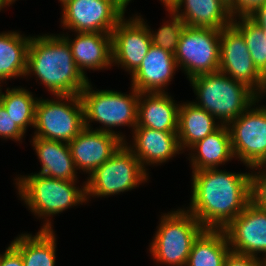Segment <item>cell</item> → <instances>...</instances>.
Returning a JSON list of instances; mask_svg holds the SVG:
<instances>
[{
    "label": "cell",
    "instance_id": "f35d334b",
    "mask_svg": "<svg viewBox=\"0 0 266 266\" xmlns=\"http://www.w3.org/2000/svg\"><path fill=\"white\" fill-rule=\"evenodd\" d=\"M69 1H71V0H59V2H61L62 6L65 5Z\"/></svg>",
    "mask_w": 266,
    "mask_h": 266
},
{
    "label": "cell",
    "instance_id": "8fae6325",
    "mask_svg": "<svg viewBox=\"0 0 266 266\" xmlns=\"http://www.w3.org/2000/svg\"><path fill=\"white\" fill-rule=\"evenodd\" d=\"M219 71L244 83L259 97L265 96L266 78L257 70L242 33L233 24L221 29Z\"/></svg>",
    "mask_w": 266,
    "mask_h": 266
},
{
    "label": "cell",
    "instance_id": "d6986e66",
    "mask_svg": "<svg viewBox=\"0 0 266 266\" xmlns=\"http://www.w3.org/2000/svg\"><path fill=\"white\" fill-rule=\"evenodd\" d=\"M179 106L168 92L140 93L136 127L177 132Z\"/></svg>",
    "mask_w": 266,
    "mask_h": 266
},
{
    "label": "cell",
    "instance_id": "7402d4cb",
    "mask_svg": "<svg viewBox=\"0 0 266 266\" xmlns=\"http://www.w3.org/2000/svg\"><path fill=\"white\" fill-rule=\"evenodd\" d=\"M189 150H191L189 158H191L192 171L218 168V166L224 165L225 162L231 161L234 156L228 126L221 125L216 131L198 141Z\"/></svg>",
    "mask_w": 266,
    "mask_h": 266
},
{
    "label": "cell",
    "instance_id": "e0dca14e",
    "mask_svg": "<svg viewBox=\"0 0 266 266\" xmlns=\"http://www.w3.org/2000/svg\"><path fill=\"white\" fill-rule=\"evenodd\" d=\"M132 131L133 145H128L127 141L125 143L146 171L148 169L145 166L168 162L182 151L177 132L159 131L148 127H135Z\"/></svg>",
    "mask_w": 266,
    "mask_h": 266
},
{
    "label": "cell",
    "instance_id": "44dd1931",
    "mask_svg": "<svg viewBox=\"0 0 266 266\" xmlns=\"http://www.w3.org/2000/svg\"><path fill=\"white\" fill-rule=\"evenodd\" d=\"M32 147L40 161L39 174L62 180L77 181V169L68 143L32 137Z\"/></svg>",
    "mask_w": 266,
    "mask_h": 266
},
{
    "label": "cell",
    "instance_id": "60d3db41",
    "mask_svg": "<svg viewBox=\"0 0 266 266\" xmlns=\"http://www.w3.org/2000/svg\"><path fill=\"white\" fill-rule=\"evenodd\" d=\"M263 262H264V266H266V258L263 260Z\"/></svg>",
    "mask_w": 266,
    "mask_h": 266
},
{
    "label": "cell",
    "instance_id": "ac0fdd59",
    "mask_svg": "<svg viewBox=\"0 0 266 266\" xmlns=\"http://www.w3.org/2000/svg\"><path fill=\"white\" fill-rule=\"evenodd\" d=\"M76 38L62 35L71 47L77 68L84 76L85 70H102L112 66L111 34L76 32Z\"/></svg>",
    "mask_w": 266,
    "mask_h": 266
},
{
    "label": "cell",
    "instance_id": "30bf717a",
    "mask_svg": "<svg viewBox=\"0 0 266 266\" xmlns=\"http://www.w3.org/2000/svg\"><path fill=\"white\" fill-rule=\"evenodd\" d=\"M260 99L228 125L233 156L248 168L266 164V105L255 108Z\"/></svg>",
    "mask_w": 266,
    "mask_h": 266
},
{
    "label": "cell",
    "instance_id": "83f0119b",
    "mask_svg": "<svg viewBox=\"0 0 266 266\" xmlns=\"http://www.w3.org/2000/svg\"><path fill=\"white\" fill-rule=\"evenodd\" d=\"M232 24L242 33L257 70L266 78V32L249 17L235 18Z\"/></svg>",
    "mask_w": 266,
    "mask_h": 266
},
{
    "label": "cell",
    "instance_id": "5bb4252c",
    "mask_svg": "<svg viewBox=\"0 0 266 266\" xmlns=\"http://www.w3.org/2000/svg\"><path fill=\"white\" fill-rule=\"evenodd\" d=\"M223 230L232 251L266 258V208L251 201Z\"/></svg>",
    "mask_w": 266,
    "mask_h": 266
},
{
    "label": "cell",
    "instance_id": "d4e9b609",
    "mask_svg": "<svg viewBox=\"0 0 266 266\" xmlns=\"http://www.w3.org/2000/svg\"><path fill=\"white\" fill-rule=\"evenodd\" d=\"M30 40L17 31L0 33V86L6 79L25 76Z\"/></svg>",
    "mask_w": 266,
    "mask_h": 266
},
{
    "label": "cell",
    "instance_id": "1f68e13d",
    "mask_svg": "<svg viewBox=\"0 0 266 266\" xmlns=\"http://www.w3.org/2000/svg\"><path fill=\"white\" fill-rule=\"evenodd\" d=\"M266 0H228V8L233 19L249 17Z\"/></svg>",
    "mask_w": 266,
    "mask_h": 266
},
{
    "label": "cell",
    "instance_id": "603a6c76",
    "mask_svg": "<svg viewBox=\"0 0 266 266\" xmlns=\"http://www.w3.org/2000/svg\"><path fill=\"white\" fill-rule=\"evenodd\" d=\"M205 109L193 102L180 103L178 110V142L181 150H189L198 141L216 131L221 124Z\"/></svg>",
    "mask_w": 266,
    "mask_h": 266
},
{
    "label": "cell",
    "instance_id": "2e32d148",
    "mask_svg": "<svg viewBox=\"0 0 266 266\" xmlns=\"http://www.w3.org/2000/svg\"><path fill=\"white\" fill-rule=\"evenodd\" d=\"M177 68L173 53L151 45L141 65L131 75V85L139 93L165 92Z\"/></svg>",
    "mask_w": 266,
    "mask_h": 266
},
{
    "label": "cell",
    "instance_id": "ffe728a7",
    "mask_svg": "<svg viewBox=\"0 0 266 266\" xmlns=\"http://www.w3.org/2000/svg\"><path fill=\"white\" fill-rule=\"evenodd\" d=\"M170 10L189 27L222 29L233 22L227 0H177Z\"/></svg>",
    "mask_w": 266,
    "mask_h": 266
},
{
    "label": "cell",
    "instance_id": "52a82bcc",
    "mask_svg": "<svg viewBox=\"0 0 266 266\" xmlns=\"http://www.w3.org/2000/svg\"><path fill=\"white\" fill-rule=\"evenodd\" d=\"M147 171L132 150L123 142L111 158L96 168L86 182L87 201L126 192L147 182Z\"/></svg>",
    "mask_w": 266,
    "mask_h": 266
},
{
    "label": "cell",
    "instance_id": "f546056e",
    "mask_svg": "<svg viewBox=\"0 0 266 266\" xmlns=\"http://www.w3.org/2000/svg\"><path fill=\"white\" fill-rule=\"evenodd\" d=\"M251 171V201L258 207L266 208V164L256 165Z\"/></svg>",
    "mask_w": 266,
    "mask_h": 266
},
{
    "label": "cell",
    "instance_id": "d6a6232c",
    "mask_svg": "<svg viewBox=\"0 0 266 266\" xmlns=\"http://www.w3.org/2000/svg\"><path fill=\"white\" fill-rule=\"evenodd\" d=\"M224 266H264V262L262 258L230 250L225 258Z\"/></svg>",
    "mask_w": 266,
    "mask_h": 266
},
{
    "label": "cell",
    "instance_id": "4fadbf2b",
    "mask_svg": "<svg viewBox=\"0 0 266 266\" xmlns=\"http://www.w3.org/2000/svg\"><path fill=\"white\" fill-rule=\"evenodd\" d=\"M134 17H123L111 33L112 65H120L130 75L139 68L152 45L147 23L141 16Z\"/></svg>",
    "mask_w": 266,
    "mask_h": 266
},
{
    "label": "cell",
    "instance_id": "4dcf8cb0",
    "mask_svg": "<svg viewBox=\"0 0 266 266\" xmlns=\"http://www.w3.org/2000/svg\"><path fill=\"white\" fill-rule=\"evenodd\" d=\"M24 132L14 123L13 118L7 113L6 109L0 104V138L21 141Z\"/></svg>",
    "mask_w": 266,
    "mask_h": 266
},
{
    "label": "cell",
    "instance_id": "74e56055",
    "mask_svg": "<svg viewBox=\"0 0 266 266\" xmlns=\"http://www.w3.org/2000/svg\"><path fill=\"white\" fill-rule=\"evenodd\" d=\"M10 2L8 0H0V11L1 9H4L6 6H10Z\"/></svg>",
    "mask_w": 266,
    "mask_h": 266
},
{
    "label": "cell",
    "instance_id": "3957f363",
    "mask_svg": "<svg viewBox=\"0 0 266 266\" xmlns=\"http://www.w3.org/2000/svg\"><path fill=\"white\" fill-rule=\"evenodd\" d=\"M15 180L18 195L27 208L35 216L45 219L41 230H52L51 216L87 202L86 182L83 188H79L77 181L50 178L37 172L20 175Z\"/></svg>",
    "mask_w": 266,
    "mask_h": 266
},
{
    "label": "cell",
    "instance_id": "8992f818",
    "mask_svg": "<svg viewBox=\"0 0 266 266\" xmlns=\"http://www.w3.org/2000/svg\"><path fill=\"white\" fill-rule=\"evenodd\" d=\"M204 230L184 208L163 213L149 245L150 254L158 264L186 266L193 243Z\"/></svg>",
    "mask_w": 266,
    "mask_h": 266
},
{
    "label": "cell",
    "instance_id": "ba28073f",
    "mask_svg": "<svg viewBox=\"0 0 266 266\" xmlns=\"http://www.w3.org/2000/svg\"><path fill=\"white\" fill-rule=\"evenodd\" d=\"M55 97L38 98L33 137L68 143L85 128L83 104L80 95Z\"/></svg>",
    "mask_w": 266,
    "mask_h": 266
},
{
    "label": "cell",
    "instance_id": "9a60e30c",
    "mask_svg": "<svg viewBox=\"0 0 266 266\" xmlns=\"http://www.w3.org/2000/svg\"><path fill=\"white\" fill-rule=\"evenodd\" d=\"M124 141L115 134L84 128L68 146L77 170L90 174L105 161Z\"/></svg>",
    "mask_w": 266,
    "mask_h": 266
},
{
    "label": "cell",
    "instance_id": "9c48e42d",
    "mask_svg": "<svg viewBox=\"0 0 266 266\" xmlns=\"http://www.w3.org/2000/svg\"><path fill=\"white\" fill-rule=\"evenodd\" d=\"M221 29L187 26L174 54L188 80L219 71Z\"/></svg>",
    "mask_w": 266,
    "mask_h": 266
},
{
    "label": "cell",
    "instance_id": "6da1fadb",
    "mask_svg": "<svg viewBox=\"0 0 266 266\" xmlns=\"http://www.w3.org/2000/svg\"><path fill=\"white\" fill-rule=\"evenodd\" d=\"M191 213L205 229H224L251 202V173L192 171Z\"/></svg>",
    "mask_w": 266,
    "mask_h": 266
},
{
    "label": "cell",
    "instance_id": "7c38bea8",
    "mask_svg": "<svg viewBox=\"0 0 266 266\" xmlns=\"http://www.w3.org/2000/svg\"><path fill=\"white\" fill-rule=\"evenodd\" d=\"M62 8V26L75 33L111 34L125 16V10L115 0H71Z\"/></svg>",
    "mask_w": 266,
    "mask_h": 266
},
{
    "label": "cell",
    "instance_id": "8d00e7d4",
    "mask_svg": "<svg viewBox=\"0 0 266 266\" xmlns=\"http://www.w3.org/2000/svg\"><path fill=\"white\" fill-rule=\"evenodd\" d=\"M125 11L131 0H115Z\"/></svg>",
    "mask_w": 266,
    "mask_h": 266
},
{
    "label": "cell",
    "instance_id": "484cf974",
    "mask_svg": "<svg viewBox=\"0 0 266 266\" xmlns=\"http://www.w3.org/2000/svg\"><path fill=\"white\" fill-rule=\"evenodd\" d=\"M230 250L223 229H205L194 241L186 266H224Z\"/></svg>",
    "mask_w": 266,
    "mask_h": 266
},
{
    "label": "cell",
    "instance_id": "5b68a950",
    "mask_svg": "<svg viewBox=\"0 0 266 266\" xmlns=\"http://www.w3.org/2000/svg\"><path fill=\"white\" fill-rule=\"evenodd\" d=\"M131 93L123 94L113 90H93L89 81L80 92L84 110L85 127L91 129L92 121L102 126L95 130L118 135L124 142L125 135L112 127L128 126L134 130L137 125L139 92L131 86Z\"/></svg>",
    "mask_w": 266,
    "mask_h": 266
},
{
    "label": "cell",
    "instance_id": "f1b7e54d",
    "mask_svg": "<svg viewBox=\"0 0 266 266\" xmlns=\"http://www.w3.org/2000/svg\"><path fill=\"white\" fill-rule=\"evenodd\" d=\"M166 11L171 14V20H169L170 22L168 20L166 23L164 22L157 32L151 31L148 24L146 26L150 34L152 45L175 54L180 37L187 27V24L182 17L176 15L172 10L166 9Z\"/></svg>",
    "mask_w": 266,
    "mask_h": 266
},
{
    "label": "cell",
    "instance_id": "836d02e7",
    "mask_svg": "<svg viewBox=\"0 0 266 266\" xmlns=\"http://www.w3.org/2000/svg\"><path fill=\"white\" fill-rule=\"evenodd\" d=\"M0 266H24L21 254L11 244L1 254Z\"/></svg>",
    "mask_w": 266,
    "mask_h": 266
},
{
    "label": "cell",
    "instance_id": "4316f807",
    "mask_svg": "<svg viewBox=\"0 0 266 266\" xmlns=\"http://www.w3.org/2000/svg\"><path fill=\"white\" fill-rule=\"evenodd\" d=\"M0 86V104L13 118L14 123L26 133L27 127H34L35 108L38 98L25 88H7L3 93Z\"/></svg>",
    "mask_w": 266,
    "mask_h": 266
},
{
    "label": "cell",
    "instance_id": "7a4b0ae2",
    "mask_svg": "<svg viewBox=\"0 0 266 266\" xmlns=\"http://www.w3.org/2000/svg\"><path fill=\"white\" fill-rule=\"evenodd\" d=\"M29 74L36 75L54 96L79 95L89 82L77 68L71 47L62 34L31 37L25 77Z\"/></svg>",
    "mask_w": 266,
    "mask_h": 266
},
{
    "label": "cell",
    "instance_id": "277c9868",
    "mask_svg": "<svg viewBox=\"0 0 266 266\" xmlns=\"http://www.w3.org/2000/svg\"><path fill=\"white\" fill-rule=\"evenodd\" d=\"M197 106L214 116L221 125H229L245 112L259 96L242 82L217 71L189 80Z\"/></svg>",
    "mask_w": 266,
    "mask_h": 266
},
{
    "label": "cell",
    "instance_id": "ab89813d",
    "mask_svg": "<svg viewBox=\"0 0 266 266\" xmlns=\"http://www.w3.org/2000/svg\"><path fill=\"white\" fill-rule=\"evenodd\" d=\"M10 4H13L16 0H8Z\"/></svg>",
    "mask_w": 266,
    "mask_h": 266
},
{
    "label": "cell",
    "instance_id": "e575fe53",
    "mask_svg": "<svg viewBox=\"0 0 266 266\" xmlns=\"http://www.w3.org/2000/svg\"><path fill=\"white\" fill-rule=\"evenodd\" d=\"M249 18L266 32V3L259 6Z\"/></svg>",
    "mask_w": 266,
    "mask_h": 266
},
{
    "label": "cell",
    "instance_id": "d590c367",
    "mask_svg": "<svg viewBox=\"0 0 266 266\" xmlns=\"http://www.w3.org/2000/svg\"><path fill=\"white\" fill-rule=\"evenodd\" d=\"M160 1L164 4L166 9H170L177 0H160Z\"/></svg>",
    "mask_w": 266,
    "mask_h": 266
},
{
    "label": "cell",
    "instance_id": "cb8c5ba5",
    "mask_svg": "<svg viewBox=\"0 0 266 266\" xmlns=\"http://www.w3.org/2000/svg\"><path fill=\"white\" fill-rule=\"evenodd\" d=\"M55 235L53 229H40L35 235L22 233L10 244L21 254L24 266H55Z\"/></svg>",
    "mask_w": 266,
    "mask_h": 266
}]
</instances>
